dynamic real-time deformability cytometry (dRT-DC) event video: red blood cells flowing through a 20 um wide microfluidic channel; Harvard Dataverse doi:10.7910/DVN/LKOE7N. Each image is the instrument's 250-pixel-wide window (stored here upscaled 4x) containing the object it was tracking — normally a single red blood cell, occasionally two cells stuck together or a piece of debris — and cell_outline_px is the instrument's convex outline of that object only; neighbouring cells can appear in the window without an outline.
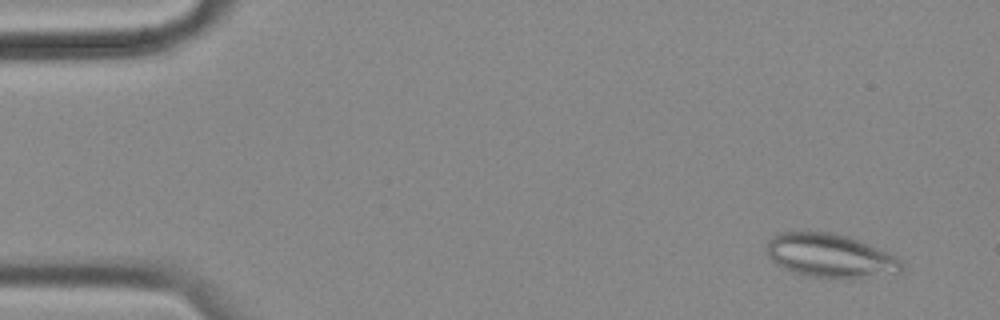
{"species": "common noctule bat (a hibernating species)", "species_latin": "Nyctalus noctula", "temperature_condition": "cold", "stored_images_in_passage": 57, "camera_frame_rate_fps": 3000, "um_per_image_px": 0.085, "animal": {"sex": "female", "body_mass_g": 18.4}, "frame": {"image": 1, "passage_image": 4, "time_ms": 1.0, "image_size_px": [1000, 320], "cell_outline_px": [[904, 268], [900, 272], [852, 280], [848, 280], [812, 276], [792, 272], [776, 264], [768, 256], [768, 240], [776, 232], [808, 228], [848, 236], [880, 248], [888, 252], [900, 260], [904, 264]], "centroid_in_image_um": [70.55, 21.71], "position_along_channel_um": 14.4, "area_um2": 35.49}}
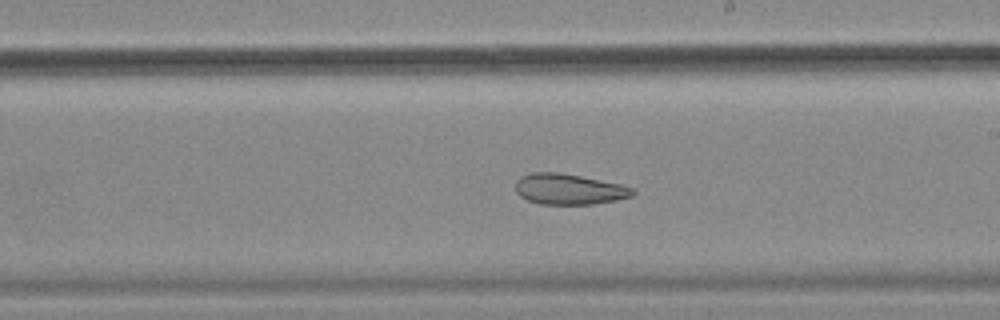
{"frame": {"image": 2, "passage_image": 33, "time_ms": 10.667, "image_size_px": [1000, 320], "cell_outline_px": [[636, 192], [632, 196], [616, 200], [592, 204], [540, 204], [528, 200], [520, 196], [516, 192], [516, 180], [520, 176], [532, 172], [560, 172], [620, 184], [636, 188]], "centroid_in_image_um": [48.37, 16.07], "position_along_channel_um": 240.6, "area_um2": 21.04}}
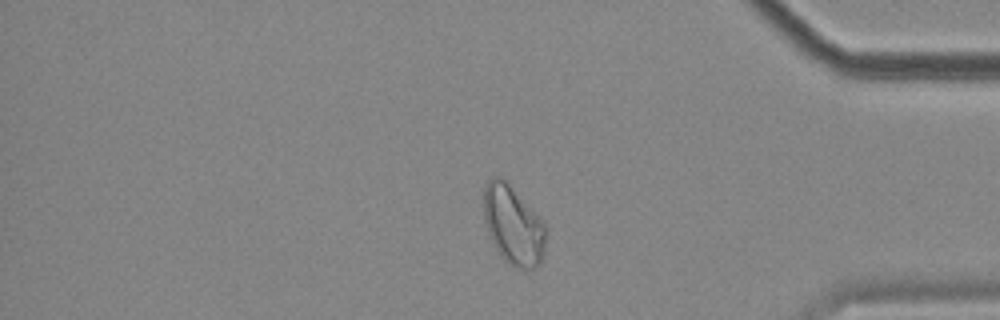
{"frame": {"image": 3, "passage_image": 48, "time_ms": 15.667, "image_size_px": [1000, 320], "cell_outline_px": [[544, 252], [540, 264], [536, 268], [516, 268], [508, 264], [500, 256], [488, 232], [484, 220], [484, 188], [488, 180], [492, 176], [504, 176], [508, 180], [544, 220]], "centroid_in_image_um": [43.62, 19.08], "position_along_channel_um": 391.6, "area_um2": 29.07}, "authors_computed_cell_mechanics": {"area_um2": 29.0734, "velocity_mm_per_s": 3.4901, "shape_relaxation_time_tau1_ms": null, "shape_relaxation_time_tau2_ms": 3.6455, "deformation_change_tau1": null, "deformation_change_tau2": 0.103}}